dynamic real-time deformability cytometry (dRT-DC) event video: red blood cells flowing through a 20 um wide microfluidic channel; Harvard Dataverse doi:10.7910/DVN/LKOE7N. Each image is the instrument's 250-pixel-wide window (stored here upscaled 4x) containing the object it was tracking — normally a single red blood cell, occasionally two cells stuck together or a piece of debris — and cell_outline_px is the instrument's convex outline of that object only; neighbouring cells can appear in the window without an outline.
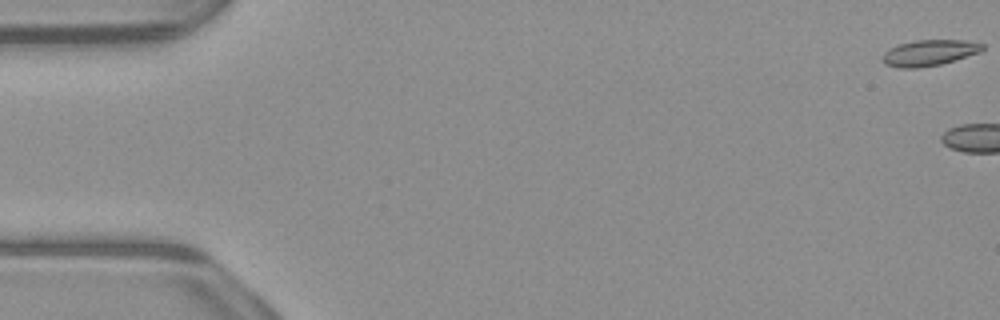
{"species": "common noctule bat (a hibernating species)", "species_latin": "Nyctalus noctula", "temperature_condition": "warm", "stored_images_in_passage": 4, "camera_frame_rate_fps": 3000, "um_per_image_px": 0.085, "animal": {"sex": "male", "body_mass_g": 23.1, "forearm_length_mm": 52.7}, "frame": {"image": 1, "passage_image": 1, "time_ms": 0.0, "image_size_px": [1000, 320], "cell_outline_px": [[984, 48], [980, 52], [940, 64], [920, 68], [900, 68], [884, 64], [880, 60], [880, 56], [888, 48], [896, 44], [916, 40], [964, 40], [984, 44]], "centroid_in_image_um": [78.9, 4.49], "position_along_channel_um": 6.1, "area_um2": 15.32}}